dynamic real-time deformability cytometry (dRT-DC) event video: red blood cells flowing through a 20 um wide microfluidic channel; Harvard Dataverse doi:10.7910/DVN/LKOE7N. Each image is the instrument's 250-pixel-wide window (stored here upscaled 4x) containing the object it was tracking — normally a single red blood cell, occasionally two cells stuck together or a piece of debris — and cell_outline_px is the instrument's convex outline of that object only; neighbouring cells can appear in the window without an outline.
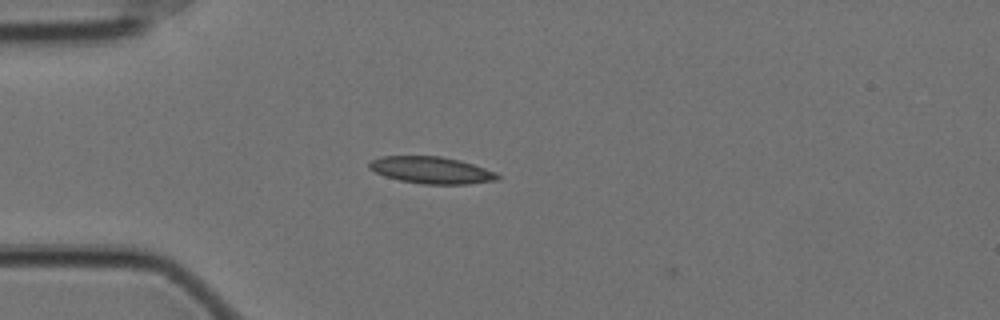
{"species": "Egyptian fruit bat (a non-hibernating species)", "species_latin": "Rousettus aegyptiacus", "temperature_condition": "cold", "stored_images_in_passage": 4, "camera_frame_rate_fps": 3000, "um_per_image_px": 0.085, "animal": {"sex": "female"}, "frame": {"image": 1, "passage_image": 2, "time_ms": 0.333, "image_size_px": [1000, 320], "cell_outline_px": [[500, 180], [468, 184], [424, 184], [400, 180], [384, 176], [368, 168], [368, 164], [372, 160], [380, 156], [440, 156], [460, 160], [496, 172], [500, 176]], "centroid_in_image_um": [36.68, 14.46], "position_along_channel_um": 48.3, "area_um2": 20.11}}